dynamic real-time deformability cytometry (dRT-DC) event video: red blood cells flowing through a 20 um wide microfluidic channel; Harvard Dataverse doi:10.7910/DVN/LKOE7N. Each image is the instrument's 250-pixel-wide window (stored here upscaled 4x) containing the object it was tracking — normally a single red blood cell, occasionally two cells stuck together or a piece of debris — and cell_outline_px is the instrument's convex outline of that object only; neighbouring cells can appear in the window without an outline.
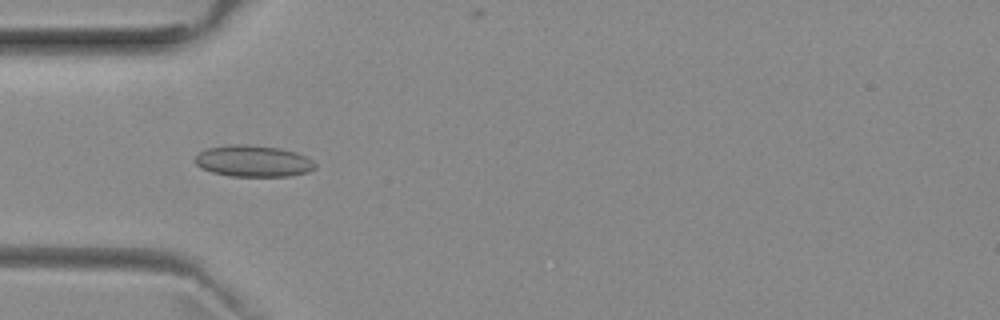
{"species": "common noctule bat (a hibernating species)", "species_latin": "Nyctalus noctula", "temperature_condition": "room temperature", "stored_images_in_passage": 51, "camera_frame_rate_fps": 3000, "um_per_image_px": 0.085, "animal": {"sex": "female", "body_mass_g": 29.2, "forearm_length_mm": 56.3}, "frame": {"image": 1, "passage_image": 15, "time_ms": 4.667, "image_size_px": [1000, 320], "cell_outline_px": [[316, 168], [308, 172], [288, 176], [228, 176], [212, 172], [200, 168], [192, 160], [200, 152], [208, 148], [232, 144], [248, 144], [280, 148], [296, 152], [312, 160], [316, 164]], "centroid_in_image_um": [21.51, 13.69], "position_along_channel_um": 63.5, "area_um2": 22.14}}
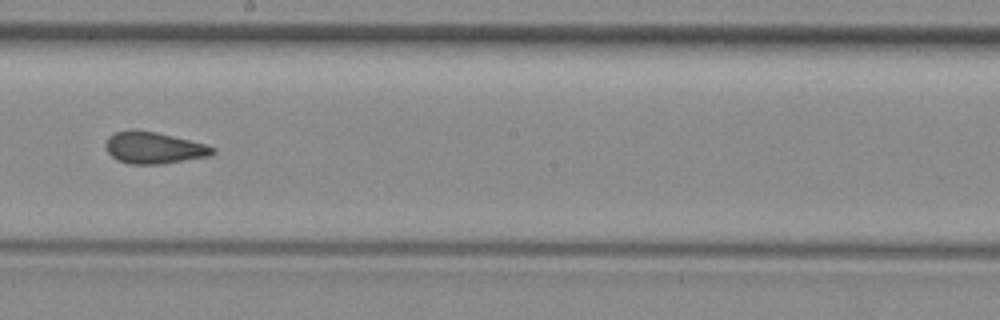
{"frame": {"image": 2, "passage_image": 28, "time_ms": 9.0, "image_size_px": [1000, 320], "cell_outline_px": [[216, 152], [208, 156], [160, 164], [128, 164], [116, 160], [104, 148], [104, 144], [108, 136], [116, 132], [128, 128], [132, 128], [156, 132], [208, 144], [216, 148]], "centroid_in_image_um": [13.04, 12.54], "position_along_channel_um": 235.2, "area_um2": 20.11}}
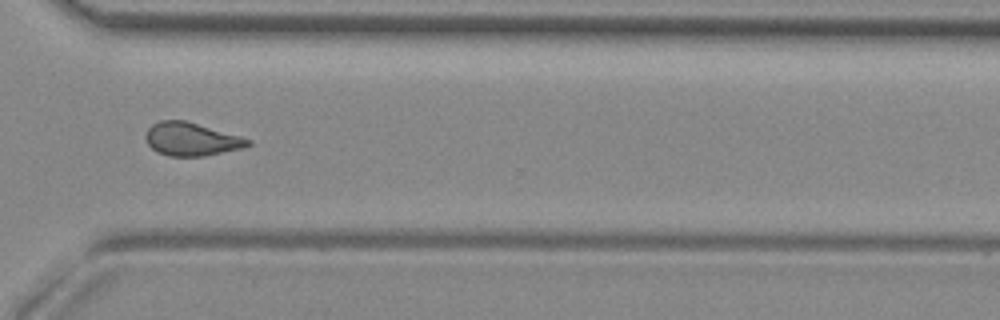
{"frame": {"image": 3, "passage_image": 37, "time_ms": 12.0, "image_size_px": [1000, 320], "cell_outline_px": [[252, 144], [244, 148], [204, 156], [168, 156], [156, 152], [148, 144], [144, 136], [148, 128], [152, 124], [160, 120], [184, 120], [240, 136], [252, 140]], "centroid_in_image_um": [16.26, 11.84], "position_along_channel_um": 354.3, "area_um2": 19.83}, "authors_computed_cell_mechanics": {"area_um2": 19.8832, "velocity_mm_per_s": 3.9719, "shape_relaxation_time_tau1_ms": null, "shape_relaxation_time_tau2_ms": 2.0263, "deformation_change_tau1": null, "deformation_change_tau2": 0.0834}}